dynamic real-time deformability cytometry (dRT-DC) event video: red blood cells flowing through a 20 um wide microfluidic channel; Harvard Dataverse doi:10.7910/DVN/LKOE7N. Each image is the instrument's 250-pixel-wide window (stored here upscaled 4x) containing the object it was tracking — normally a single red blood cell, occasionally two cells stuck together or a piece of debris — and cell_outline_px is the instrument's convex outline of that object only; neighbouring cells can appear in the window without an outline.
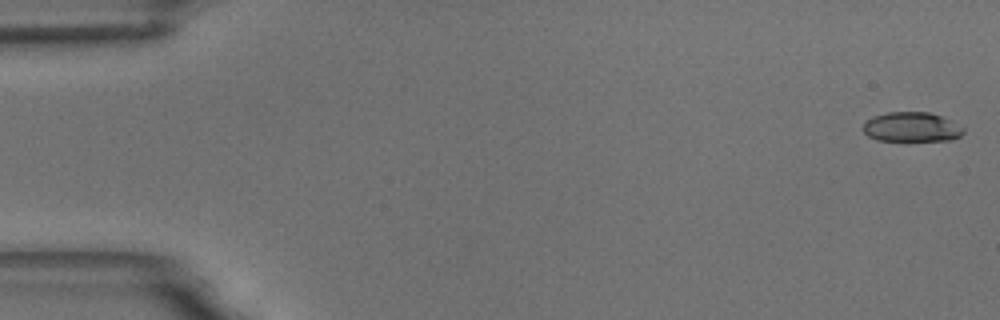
{"species": "common noctule bat (a hibernating species)", "species_latin": "Nyctalus noctula", "temperature_condition": "room temperature", "stored_images_in_passage": 58, "camera_frame_rate_fps": 3000, "um_per_image_px": 0.085, "animal": {"sex": "male", "body_mass_g": 18.8}, "frame": {"image": 1, "passage_image": 1, "time_ms": 0.0, "image_size_px": [1000, 320], "cell_outline_px": [[964, 132], [960, 136], [952, 140], [876, 140], [868, 136], [864, 132], [864, 120], [872, 116], [888, 112], [928, 112], [940, 116], [964, 128]], "centroid_in_image_um": [77.45, 10.79], "position_along_channel_um": 7.6, "area_um2": 17.17}}
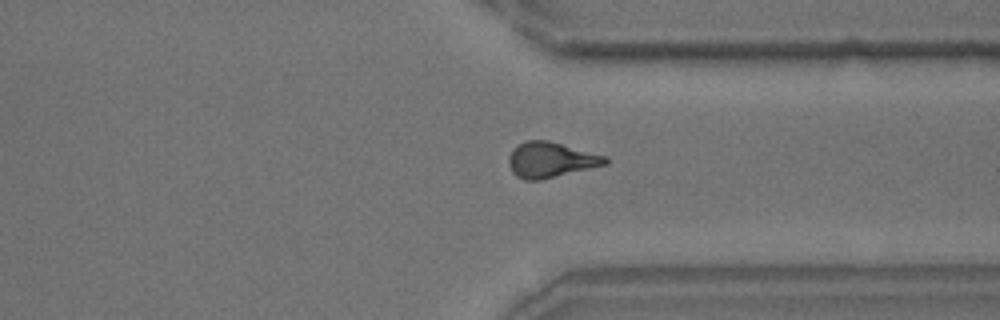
{"frame": {"image": 2, "passage_image": 44, "time_ms": 14.333, "image_size_px": [1000, 320], "cell_outline_px": [[608, 164], [540, 180], [524, 180], [516, 176], [512, 172], [508, 164], [508, 156], [512, 148], [524, 140], [548, 140], [608, 156]], "centroid_in_image_um": [46.79, 13.58], "position_along_channel_um": 364.6, "area_um2": 20.17}}
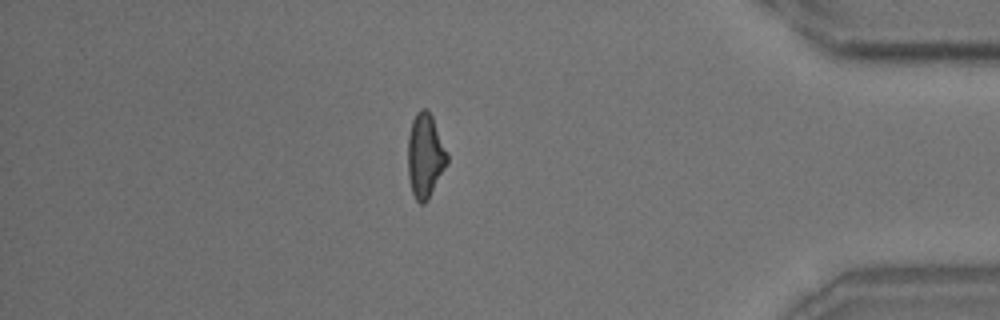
{"frame": {"image": 3, "passage_image": 50, "time_ms": 16.333, "image_size_px": [1000, 320], "cell_outline_px": [[448, 164], [428, 200], [424, 204], [420, 204], [416, 200], [412, 192], [408, 176], [408, 136], [412, 120], [416, 112], [420, 108], [428, 108], [432, 116], [448, 156]], "centroid_in_image_um": [36.13, 13.24], "position_along_channel_um": 399.1, "area_um2": 19.42}, "authors_computed_cell_mechanics": {"area_um2": 19.2185, "velocity_mm_per_s": 3.4966, "shape_relaxation_time_tau1_ms": 7.7916, "shape_relaxation_time_tau2_ms": 3.9709, "deformation_change_tau1": 0.226, "deformation_change_tau2": 0.1247}}